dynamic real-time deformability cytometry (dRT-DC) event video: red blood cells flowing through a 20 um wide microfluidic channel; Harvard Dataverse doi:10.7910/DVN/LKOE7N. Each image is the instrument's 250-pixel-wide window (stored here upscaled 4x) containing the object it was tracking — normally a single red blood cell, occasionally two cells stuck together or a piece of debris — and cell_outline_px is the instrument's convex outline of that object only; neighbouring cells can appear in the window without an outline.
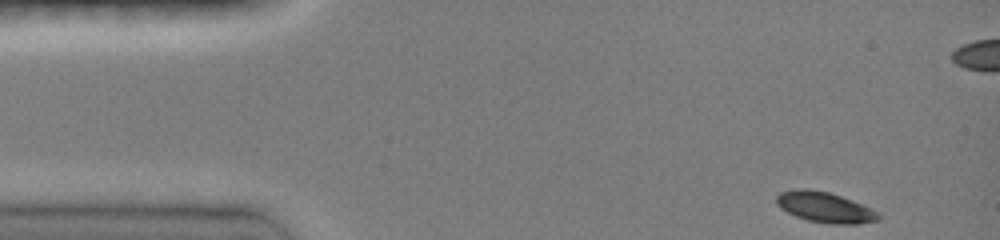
{"species": "common noctule bat (a hibernating species)", "species_latin": "Nyctalus noctula", "temperature_condition": "room temperature", "stored_images_in_passage": 63, "camera_frame_rate_fps": 3000, "um_per_image_px": 0.085, "animal": {"sex": "female", "body_mass_g": 19.0, "forearm_length_mm": 51.5}, "frame": {"image": 1, "passage_image": 1, "time_ms": 0.0, "image_size_px": [1000, 240], "cell_outline_px": [[880, 220], [860, 224], [828, 224], [808, 220], [796, 216], [780, 208], [776, 204], [776, 196], [780, 192], [796, 188], [808, 188], [828, 192], [852, 200], [872, 208], [880, 216]], "centroid_in_image_um": [70.11, 17.62], "position_along_channel_um": 14.9, "area_um2": 18.26}}
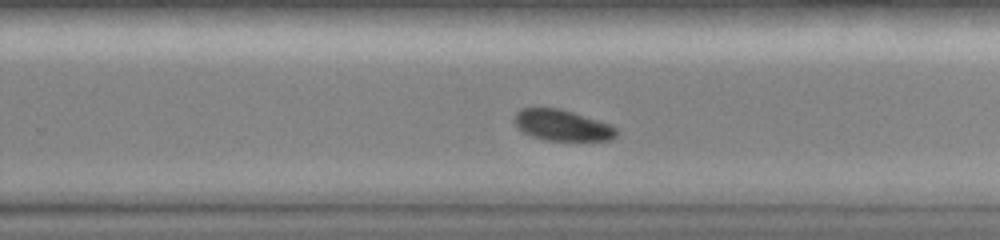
{"frame": {"image": 2, "passage_image": 49, "time_ms": 9.0, "image_size_px": [1000, 240], "cell_outline_px": [[616, 136], [612, 140], [544, 140], [532, 136], [524, 132], [512, 120], [516, 112], [524, 108], [560, 108], [612, 124], [616, 128]], "centroid_in_image_um": [47.8, 10.64], "position_along_channel_um": 282.0, "area_um2": 18.38}}
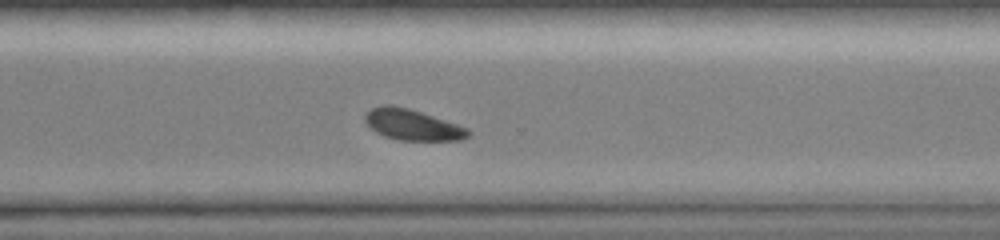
{"frame": {"image": 3, "passage_image": 59, "time_ms": 10.333, "image_size_px": [1000, 240], "cell_outline_px": [[472, 136], [460, 140], [400, 140], [384, 136], [376, 132], [364, 120], [364, 116], [372, 108], [380, 104], [392, 104], [408, 108], [468, 128], [472, 132]], "centroid_in_image_um": [35.06, 10.6], "position_along_channel_um": 335.5, "area_um2": 18.5}}